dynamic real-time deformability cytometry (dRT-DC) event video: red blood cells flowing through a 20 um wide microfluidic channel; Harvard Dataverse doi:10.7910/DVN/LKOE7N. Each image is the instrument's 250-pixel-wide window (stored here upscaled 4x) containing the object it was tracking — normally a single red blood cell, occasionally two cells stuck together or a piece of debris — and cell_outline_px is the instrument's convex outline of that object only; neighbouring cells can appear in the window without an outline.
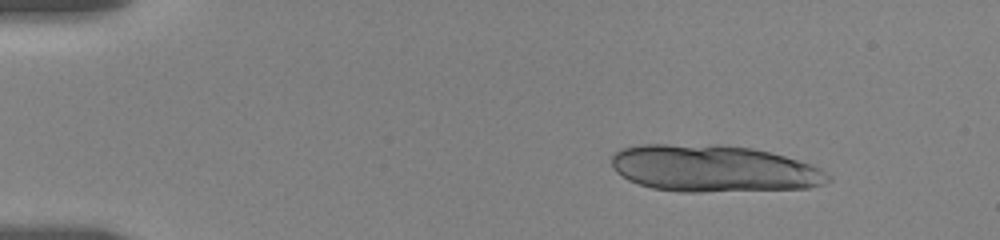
{"species": "human", "species_latin": "Homo sapiens", "temperature_condition": "room temperature", "stored_images_in_passage": 32, "camera_frame_rate_fps": 3000, "um_per_image_px": 0.085, "donor": {"sex": "female"}, "frame": {"image": 1, "passage_image": 3, "time_ms": 1.333, "image_size_px": [1000, 240], "cell_outline_px": [[832, 180], [824, 184], [808, 188], [700, 192], [680, 192], [652, 188], [628, 180], [616, 172], [612, 164], [612, 156], [620, 148], [640, 144], [720, 144], [752, 148], [784, 156], [812, 164], [820, 168], [832, 176]], "centroid_in_image_um": [60.66, 14.32], "position_along_channel_um": 24.3, "area_um2": 59.59}}
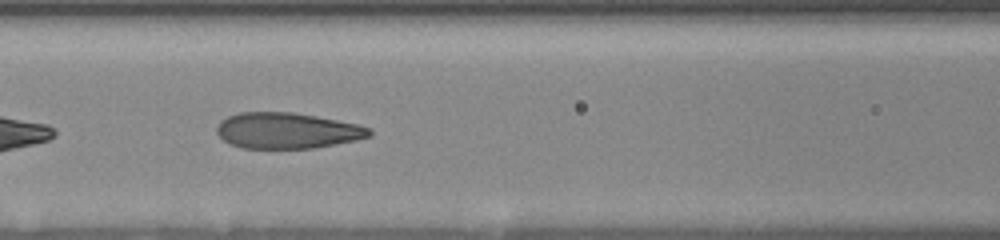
{"frame": {"image": 2, "passage_image": 12, "time_ms": 7.333, "image_size_px": [1000, 240], "cell_outline_px": [[372, 136], [356, 140], [336, 144], [312, 148], [240, 148], [228, 144], [216, 132], [216, 124], [220, 120], [228, 116], [240, 112], [292, 112], [316, 116], [356, 124], [372, 128]], "centroid_in_image_um": [24.38, 11.1], "position_along_channel_um": 142.2, "area_um2": 32.08}}
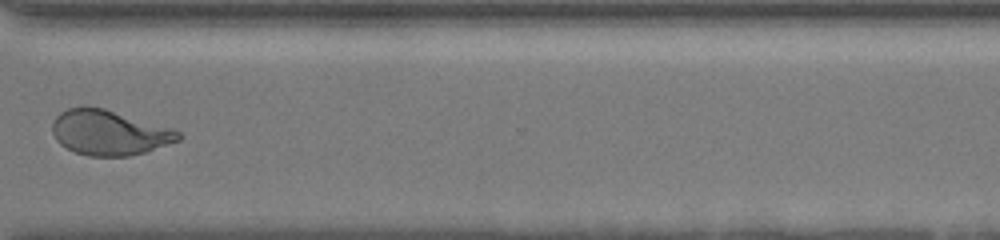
{"frame": {"image": 3, "passage_image": 25, "time_ms": 13.333, "image_size_px": [1000, 240], "cell_outline_px": [[184, 136], [180, 140], [144, 152], [128, 156], [88, 156], [76, 152], [60, 144], [56, 140], [52, 132], [52, 124], [56, 116], [60, 112], [68, 108], [104, 108], [168, 128], [180, 132]], "centroid_in_image_um": [9.26, 11.29], "position_along_channel_um": 361.3, "area_um2": 32.43}, "authors_computed_cell_mechanics": {"area_um2": 33.524, "velocity_mm_per_s": 3.6472, "shape_relaxation_time_tau1_ms": 6.0294, "shape_relaxation_time_tau2_ms": 0.7599, "deformation_change_tau1": 0.199, "deformation_change_tau2": 0.0638}}